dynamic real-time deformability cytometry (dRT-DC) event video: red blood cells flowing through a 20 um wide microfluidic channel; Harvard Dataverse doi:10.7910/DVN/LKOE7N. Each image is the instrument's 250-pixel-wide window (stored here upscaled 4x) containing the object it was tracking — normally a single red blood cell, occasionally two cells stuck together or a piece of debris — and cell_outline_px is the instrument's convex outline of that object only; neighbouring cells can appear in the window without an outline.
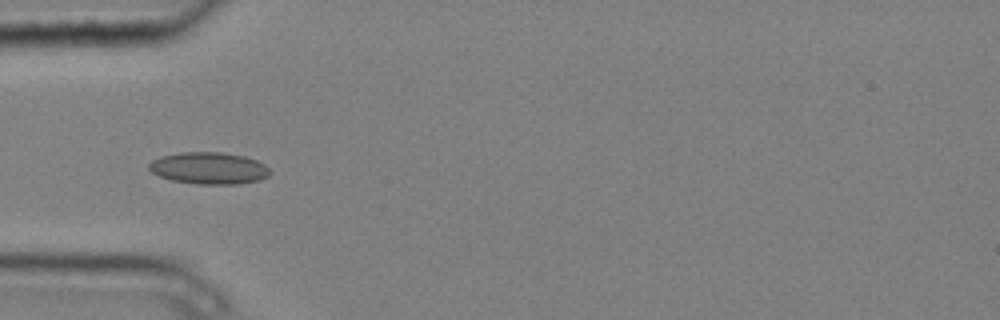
{"species": "common noctule bat (a hibernating species)", "species_latin": "Nyctalus noctula", "temperature_condition": "cold", "stored_images_in_passage": 7, "camera_frame_rate_fps": 3000, "um_per_image_px": 0.085, "animal": {"sex": "male", "body_mass_g": 20.4}, "frame": {"image": 1, "passage_image": 5, "time_ms": 1.333, "image_size_px": [1000, 320], "cell_outline_px": [[272, 172], [268, 176], [260, 180], [240, 184], [196, 184], [172, 180], [160, 176], [152, 172], [148, 168], [148, 164], [152, 160], [160, 156], [180, 152], [220, 152], [244, 156], [256, 160], [264, 164]], "centroid_in_image_um": [17.76, 14.29], "position_along_channel_um": 67.2, "area_um2": 22.6}}
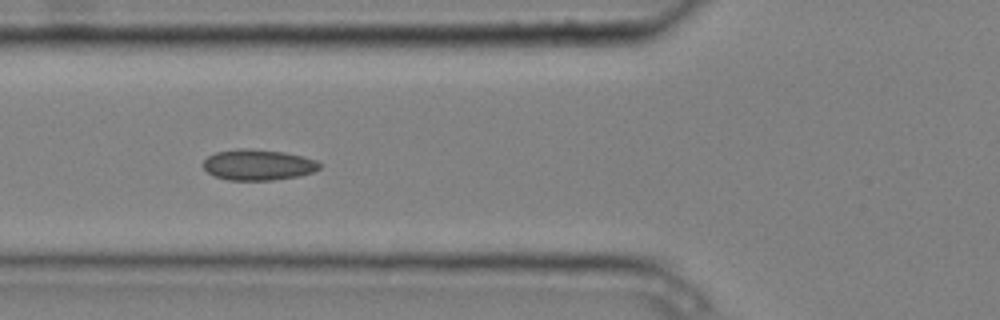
{"frame": {"image": 2, "passage_image": 6, "time_ms": 1.667, "image_size_px": [1000, 320], "cell_outline_px": [[320, 168], [312, 172], [296, 176], [272, 180], [228, 180], [216, 176], [208, 172], [204, 168], [204, 160], [208, 156], [216, 152], [236, 148], [248, 148], [284, 152], [304, 156], [316, 160], [320, 164]], "centroid_in_image_um": [21.93, 13.99], "position_along_channel_um": 103.9, "area_um2": 20.81}}
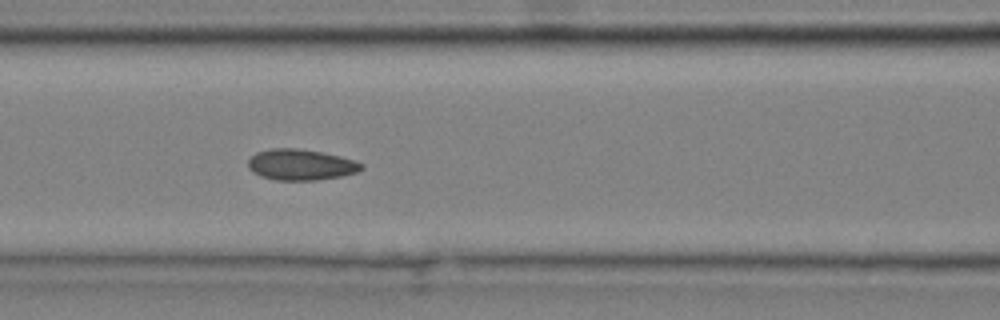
{"frame": {"image": 3, "passage_image": 7, "time_ms": 2.0, "image_size_px": [1000, 320], "cell_outline_px": [[364, 168], [356, 172], [344, 176], [316, 180], [276, 180], [260, 176], [252, 172], [248, 168], [248, 160], [256, 152], [272, 148], [296, 148], [320, 152], [340, 156], [356, 160], [364, 164]], "centroid_in_image_um": [25.58, 14.0], "position_along_channel_um": 141.0, "area_um2": 20.58}}